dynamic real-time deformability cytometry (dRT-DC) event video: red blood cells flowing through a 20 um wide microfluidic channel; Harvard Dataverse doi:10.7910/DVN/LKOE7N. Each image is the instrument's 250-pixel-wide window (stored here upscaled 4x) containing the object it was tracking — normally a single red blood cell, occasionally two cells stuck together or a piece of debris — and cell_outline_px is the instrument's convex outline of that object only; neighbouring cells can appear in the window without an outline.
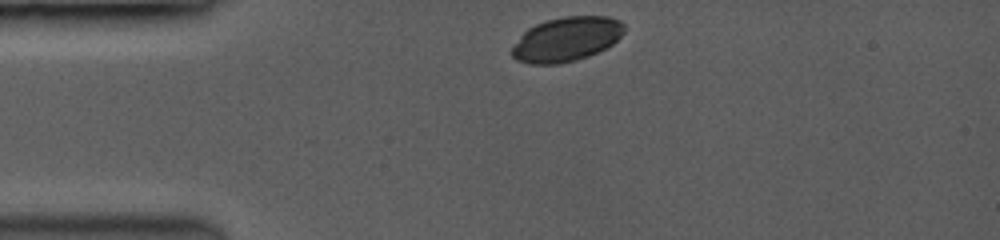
{"species": "common noctule bat (a hibernating species)", "species_latin": "Nyctalus noctula", "temperature_condition": "room temperature", "stored_images_in_passage": 17, "camera_frame_rate_fps": 3500, "um_per_image_px": 0.085, "animal": {"sex": "female", "body_mass_g": 19.0, "forearm_length_mm": 53.3}, "frame": {"image": 1, "passage_image": 1, "time_ms": 0.0, "image_size_px": [1000, 240], "cell_outline_px": [[624, 32], [612, 44], [596, 52], [572, 60], [556, 64], [532, 64], [516, 60], [512, 56], [512, 48], [524, 32], [528, 28], [536, 24], [548, 20], [564, 16], [608, 16], [620, 20], [624, 24]], "centroid_in_image_um": [48.15, 3.31], "position_along_channel_um": 36.8, "area_um2": 28.55}}
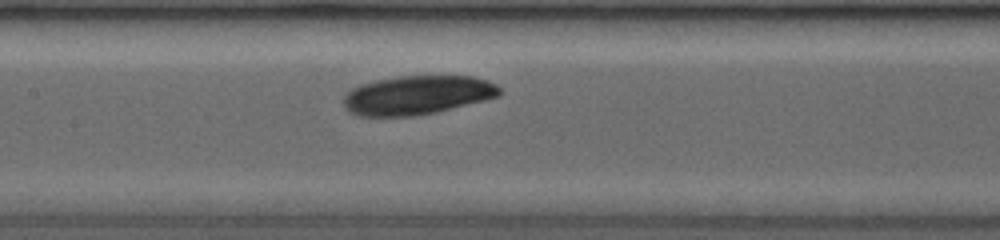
{"frame": {"image": 2, "passage_image": 9, "time_ms": 4.286, "image_size_px": [1000, 240], "cell_outline_px": [[500, 92], [496, 96], [432, 112], [412, 116], [360, 116], [352, 112], [344, 104], [344, 96], [352, 88], [360, 84], [376, 80], [400, 76], [472, 76], [496, 84], [500, 88]], "centroid_in_image_um": [35.4, 8.06], "position_along_channel_um": 172.0, "area_um2": 34.51}}
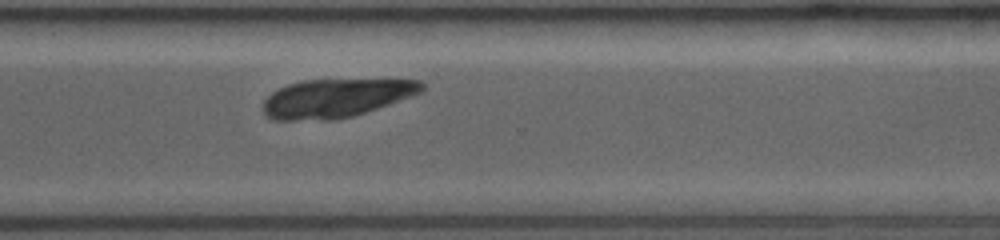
{"frame": {"image": 3, "passage_image": 17, "time_ms": 8.571, "image_size_px": [1000, 240], "cell_outline_px": [[424, 88], [420, 92], [388, 104], [352, 116], [336, 120], [272, 120], [264, 116], [260, 108], [264, 100], [272, 92], [288, 84], [304, 80], [420, 80], [424, 84]], "centroid_in_image_um": [28.45, 8.36], "position_along_channel_um": 342.2, "area_um2": 35.43}}